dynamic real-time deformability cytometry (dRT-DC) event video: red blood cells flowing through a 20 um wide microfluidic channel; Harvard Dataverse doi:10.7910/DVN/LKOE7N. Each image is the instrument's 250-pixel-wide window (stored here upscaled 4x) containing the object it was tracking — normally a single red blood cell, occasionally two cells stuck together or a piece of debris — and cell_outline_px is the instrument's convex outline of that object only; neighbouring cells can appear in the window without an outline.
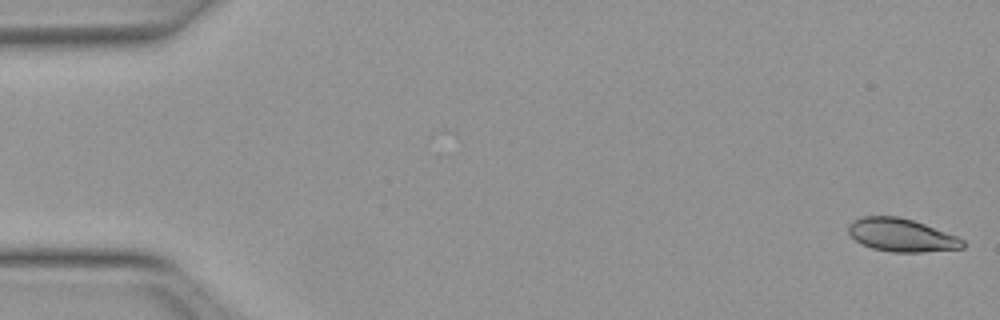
{"species": "Egyptian fruit bat (a non-hibernating species)", "species_latin": "Rousettus aegyptiacus", "temperature_condition": "warm", "stored_images_in_passage": 17, "camera_frame_rate_fps": 3000, "um_per_image_px": 0.085, "animal": {"sex": "female"}, "frame": {"image": 1, "passage_image": 1, "time_ms": 0.0, "image_size_px": [1000, 320], "cell_outline_px": [[964, 248], [924, 252], [892, 252], [872, 248], [860, 244], [848, 232], [848, 224], [852, 220], [864, 216], [896, 216], [912, 220], [924, 224], [956, 236], [964, 240]], "centroid_in_image_um": [76.6, 19.99], "position_along_channel_um": 8.4, "area_um2": 21.96}}
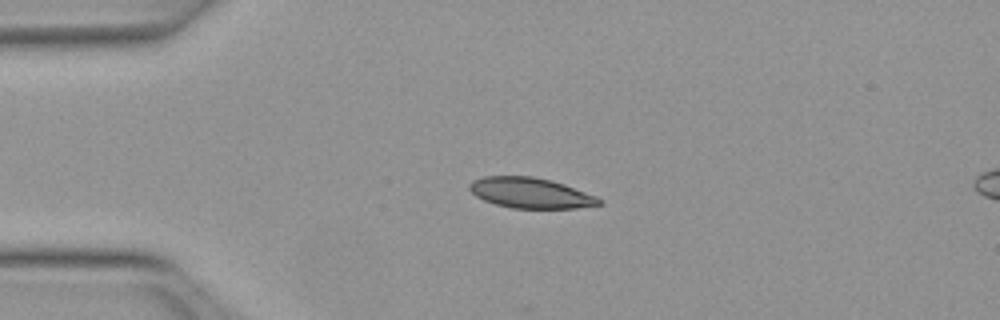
{"frame": {"image": 2, "passage_image": 12, "time_ms": 3.667, "image_size_px": [1000, 320], "cell_outline_px": [[604, 204], [576, 208], [512, 208], [496, 204], [484, 200], [476, 196], [468, 188], [468, 184], [472, 180], [484, 176], [532, 176], [564, 184], [596, 196], [604, 200]], "centroid_in_image_um": [45.1, 16.4], "position_along_channel_um": 39.9, "area_um2": 23.0}}